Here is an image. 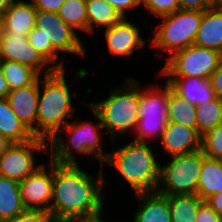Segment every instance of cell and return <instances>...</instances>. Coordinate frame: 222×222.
Wrapping results in <instances>:
<instances>
[{
    "label": "cell",
    "instance_id": "6da1fadb",
    "mask_svg": "<svg viewBox=\"0 0 222 222\" xmlns=\"http://www.w3.org/2000/svg\"><path fill=\"white\" fill-rule=\"evenodd\" d=\"M92 178L78 164L53 162L51 218L53 222H75L103 217L104 174Z\"/></svg>",
    "mask_w": 222,
    "mask_h": 222
},
{
    "label": "cell",
    "instance_id": "7a4b0ae2",
    "mask_svg": "<svg viewBox=\"0 0 222 222\" xmlns=\"http://www.w3.org/2000/svg\"><path fill=\"white\" fill-rule=\"evenodd\" d=\"M42 79L44 82L40 81L38 98L37 137L49 141L74 115L72 100L77 98V94L72 95L69 91L65 69L44 75Z\"/></svg>",
    "mask_w": 222,
    "mask_h": 222
},
{
    "label": "cell",
    "instance_id": "3957f363",
    "mask_svg": "<svg viewBox=\"0 0 222 222\" xmlns=\"http://www.w3.org/2000/svg\"><path fill=\"white\" fill-rule=\"evenodd\" d=\"M148 142L132 140L108 153L106 164L116 169L134 193L155 192L159 182L160 164Z\"/></svg>",
    "mask_w": 222,
    "mask_h": 222
},
{
    "label": "cell",
    "instance_id": "277c9868",
    "mask_svg": "<svg viewBox=\"0 0 222 222\" xmlns=\"http://www.w3.org/2000/svg\"><path fill=\"white\" fill-rule=\"evenodd\" d=\"M93 111V116L98 119L97 124L85 120L80 122L79 119L68 122L61 130H59L50 140L48 152H50V160L57 164H78L74 152L87 156L95 157L104 166L107 160L108 152L103 151L102 136L99 133L103 129L99 114L89 105ZM66 131L69 138V144L64 141L63 133ZM74 150V151H73Z\"/></svg>",
    "mask_w": 222,
    "mask_h": 222
},
{
    "label": "cell",
    "instance_id": "5b68a950",
    "mask_svg": "<svg viewBox=\"0 0 222 222\" xmlns=\"http://www.w3.org/2000/svg\"><path fill=\"white\" fill-rule=\"evenodd\" d=\"M120 88L110 89L103 101L89 105L99 114L102 127L111 139L134 131L139 113V81L129 77Z\"/></svg>",
    "mask_w": 222,
    "mask_h": 222
},
{
    "label": "cell",
    "instance_id": "8992f818",
    "mask_svg": "<svg viewBox=\"0 0 222 222\" xmlns=\"http://www.w3.org/2000/svg\"><path fill=\"white\" fill-rule=\"evenodd\" d=\"M151 46L166 51L170 56L194 44L202 20V11L183 10L159 17Z\"/></svg>",
    "mask_w": 222,
    "mask_h": 222
},
{
    "label": "cell",
    "instance_id": "52a82bcc",
    "mask_svg": "<svg viewBox=\"0 0 222 222\" xmlns=\"http://www.w3.org/2000/svg\"><path fill=\"white\" fill-rule=\"evenodd\" d=\"M163 89L160 85L141 89L139 82V113L135 127L134 141L145 142L149 139H161L168 123L169 84Z\"/></svg>",
    "mask_w": 222,
    "mask_h": 222
},
{
    "label": "cell",
    "instance_id": "ba28073f",
    "mask_svg": "<svg viewBox=\"0 0 222 222\" xmlns=\"http://www.w3.org/2000/svg\"><path fill=\"white\" fill-rule=\"evenodd\" d=\"M205 158L201 150L171 157L167 165L160 166L156 192L164 196L197 194L198 178Z\"/></svg>",
    "mask_w": 222,
    "mask_h": 222
},
{
    "label": "cell",
    "instance_id": "9c48e42d",
    "mask_svg": "<svg viewBox=\"0 0 222 222\" xmlns=\"http://www.w3.org/2000/svg\"><path fill=\"white\" fill-rule=\"evenodd\" d=\"M158 75L164 77H198L209 79L222 59L218 51L192 44L166 58Z\"/></svg>",
    "mask_w": 222,
    "mask_h": 222
},
{
    "label": "cell",
    "instance_id": "30bf717a",
    "mask_svg": "<svg viewBox=\"0 0 222 222\" xmlns=\"http://www.w3.org/2000/svg\"><path fill=\"white\" fill-rule=\"evenodd\" d=\"M47 140L34 137L23 143H12L0 158V176L21 182L39 166L34 152L48 153Z\"/></svg>",
    "mask_w": 222,
    "mask_h": 222
},
{
    "label": "cell",
    "instance_id": "8fae6325",
    "mask_svg": "<svg viewBox=\"0 0 222 222\" xmlns=\"http://www.w3.org/2000/svg\"><path fill=\"white\" fill-rule=\"evenodd\" d=\"M35 27L40 29L59 55L62 52L80 57L86 54V48L76 34L77 31L68 26L58 13L37 10Z\"/></svg>",
    "mask_w": 222,
    "mask_h": 222
},
{
    "label": "cell",
    "instance_id": "7c38bea8",
    "mask_svg": "<svg viewBox=\"0 0 222 222\" xmlns=\"http://www.w3.org/2000/svg\"><path fill=\"white\" fill-rule=\"evenodd\" d=\"M49 161L20 182V191L26 209H41L51 215L53 161Z\"/></svg>",
    "mask_w": 222,
    "mask_h": 222
},
{
    "label": "cell",
    "instance_id": "4fadbf2b",
    "mask_svg": "<svg viewBox=\"0 0 222 222\" xmlns=\"http://www.w3.org/2000/svg\"><path fill=\"white\" fill-rule=\"evenodd\" d=\"M0 60H11L25 64L36 70L40 75H49L56 71L35 49L28 39H16L3 32L0 40ZM45 67H47L45 69Z\"/></svg>",
    "mask_w": 222,
    "mask_h": 222
},
{
    "label": "cell",
    "instance_id": "5bb4252c",
    "mask_svg": "<svg viewBox=\"0 0 222 222\" xmlns=\"http://www.w3.org/2000/svg\"><path fill=\"white\" fill-rule=\"evenodd\" d=\"M104 37L107 50L112 56H130L143 49L145 40L140 35V27L123 17L119 22L105 28Z\"/></svg>",
    "mask_w": 222,
    "mask_h": 222
},
{
    "label": "cell",
    "instance_id": "9a60e30c",
    "mask_svg": "<svg viewBox=\"0 0 222 222\" xmlns=\"http://www.w3.org/2000/svg\"><path fill=\"white\" fill-rule=\"evenodd\" d=\"M41 77L29 86L10 90L6 97L13 113L35 137H37V110Z\"/></svg>",
    "mask_w": 222,
    "mask_h": 222
},
{
    "label": "cell",
    "instance_id": "2e32d148",
    "mask_svg": "<svg viewBox=\"0 0 222 222\" xmlns=\"http://www.w3.org/2000/svg\"><path fill=\"white\" fill-rule=\"evenodd\" d=\"M201 138L197 128L168 122L160 141L163 151L173 157L201 150Z\"/></svg>",
    "mask_w": 222,
    "mask_h": 222
},
{
    "label": "cell",
    "instance_id": "e0dca14e",
    "mask_svg": "<svg viewBox=\"0 0 222 222\" xmlns=\"http://www.w3.org/2000/svg\"><path fill=\"white\" fill-rule=\"evenodd\" d=\"M37 10L33 2L14 0L3 14L4 33L16 39H26L35 27Z\"/></svg>",
    "mask_w": 222,
    "mask_h": 222
},
{
    "label": "cell",
    "instance_id": "ac0fdd59",
    "mask_svg": "<svg viewBox=\"0 0 222 222\" xmlns=\"http://www.w3.org/2000/svg\"><path fill=\"white\" fill-rule=\"evenodd\" d=\"M166 82L172 90L194 106L216 98L210 79L198 77H167Z\"/></svg>",
    "mask_w": 222,
    "mask_h": 222
},
{
    "label": "cell",
    "instance_id": "d6986e66",
    "mask_svg": "<svg viewBox=\"0 0 222 222\" xmlns=\"http://www.w3.org/2000/svg\"><path fill=\"white\" fill-rule=\"evenodd\" d=\"M194 44L222 54V2L202 11V20Z\"/></svg>",
    "mask_w": 222,
    "mask_h": 222
},
{
    "label": "cell",
    "instance_id": "ffe728a7",
    "mask_svg": "<svg viewBox=\"0 0 222 222\" xmlns=\"http://www.w3.org/2000/svg\"><path fill=\"white\" fill-rule=\"evenodd\" d=\"M139 209L133 222H171L168 198L158 192L135 193Z\"/></svg>",
    "mask_w": 222,
    "mask_h": 222
},
{
    "label": "cell",
    "instance_id": "44dd1931",
    "mask_svg": "<svg viewBox=\"0 0 222 222\" xmlns=\"http://www.w3.org/2000/svg\"><path fill=\"white\" fill-rule=\"evenodd\" d=\"M25 209L20 182L0 176V222L12 220Z\"/></svg>",
    "mask_w": 222,
    "mask_h": 222
},
{
    "label": "cell",
    "instance_id": "7402d4cb",
    "mask_svg": "<svg viewBox=\"0 0 222 222\" xmlns=\"http://www.w3.org/2000/svg\"><path fill=\"white\" fill-rule=\"evenodd\" d=\"M0 132L11 143H23L35 137L13 113L7 98H0Z\"/></svg>",
    "mask_w": 222,
    "mask_h": 222
},
{
    "label": "cell",
    "instance_id": "603a6c76",
    "mask_svg": "<svg viewBox=\"0 0 222 222\" xmlns=\"http://www.w3.org/2000/svg\"><path fill=\"white\" fill-rule=\"evenodd\" d=\"M222 192V159L206 157L200 171L197 195L204 201L211 195Z\"/></svg>",
    "mask_w": 222,
    "mask_h": 222
},
{
    "label": "cell",
    "instance_id": "cb8c5ba5",
    "mask_svg": "<svg viewBox=\"0 0 222 222\" xmlns=\"http://www.w3.org/2000/svg\"><path fill=\"white\" fill-rule=\"evenodd\" d=\"M88 18V33H94V27L108 28L119 22L123 17L108 2L104 0H86Z\"/></svg>",
    "mask_w": 222,
    "mask_h": 222
},
{
    "label": "cell",
    "instance_id": "d4e9b609",
    "mask_svg": "<svg viewBox=\"0 0 222 222\" xmlns=\"http://www.w3.org/2000/svg\"><path fill=\"white\" fill-rule=\"evenodd\" d=\"M0 68L7 80L9 90L29 86L41 76L30 66L11 60H0Z\"/></svg>",
    "mask_w": 222,
    "mask_h": 222
},
{
    "label": "cell",
    "instance_id": "484cf974",
    "mask_svg": "<svg viewBox=\"0 0 222 222\" xmlns=\"http://www.w3.org/2000/svg\"><path fill=\"white\" fill-rule=\"evenodd\" d=\"M166 197L169 201L171 222H196L195 218L203 199L197 194Z\"/></svg>",
    "mask_w": 222,
    "mask_h": 222
},
{
    "label": "cell",
    "instance_id": "4316f807",
    "mask_svg": "<svg viewBox=\"0 0 222 222\" xmlns=\"http://www.w3.org/2000/svg\"><path fill=\"white\" fill-rule=\"evenodd\" d=\"M168 122L197 128L196 106L176 94L169 86Z\"/></svg>",
    "mask_w": 222,
    "mask_h": 222
},
{
    "label": "cell",
    "instance_id": "83f0119b",
    "mask_svg": "<svg viewBox=\"0 0 222 222\" xmlns=\"http://www.w3.org/2000/svg\"><path fill=\"white\" fill-rule=\"evenodd\" d=\"M197 132L202 137L207 132L222 124V99L214 100L196 106Z\"/></svg>",
    "mask_w": 222,
    "mask_h": 222
},
{
    "label": "cell",
    "instance_id": "f1b7e54d",
    "mask_svg": "<svg viewBox=\"0 0 222 222\" xmlns=\"http://www.w3.org/2000/svg\"><path fill=\"white\" fill-rule=\"evenodd\" d=\"M58 16L73 30L88 33L86 0H64Z\"/></svg>",
    "mask_w": 222,
    "mask_h": 222
},
{
    "label": "cell",
    "instance_id": "f546056e",
    "mask_svg": "<svg viewBox=\"0 0 222 222\" xmlns=\"http://www.w3.org/2000/svg\"><path fill=\"white\" fill-rule=\"evenodd\" d=\"M27 39L56 70L65 69V61L62 59L58 62L59 54L52 48L50 41H47L39 28L34 27L28 33Z\"/></svg>",
    "mask_w": 222,
    "mask_h": 222
},
{
    "label": "cell",
    "instance_id": "4dcf8cb0",
    "mask_svg": "<svg viewBox=\"0 0 222 222\" xmlns=\"http://www.w3.org/2000/svg\"><path fill=\"white\" fill-rule=\"evenodd\" d=\"M201 151L206 157L222 159V124L202 136Z\"/></svg>",
    "mask_w": 222,
    "mask_h": 222
},
{
    "label": "cell",
    "instance_id": "1f68e13d",
    "mask_svg": "<svg viewBox=\"0 0 222 222\" xmlns=\"http://www.w3.org/2000/svg\"><path fill=\"white\" fill-rule=\"evenodd\" d=\"M141 5L158 18L180 9L178 0H141Z\"/></svg>",
    "mask_w": 222,
    "mask_h": 222
},
{
    "label": "cell",
    "instance_id": "d6a6232c",
    "mask_svg": "<svg viewBox=\"0 0 222 222\" xmlns=\"http://www.w3.org/2000/svg\"><path fill=\"white\" fill-rule=\"evenodd\" d=\"M6 222H53L49 212L41 209H25L18 216Z\"/></svg>",
    "mask_w": 222,
    "mask_h": 222
},
{
    "label": "cell",
    "instance_id": "836d02e7",
    "mask_svg": "<svg viewBox=\"0 0 222 222\" xmlns=\"http://www.w3.org/2000/svg\"><path fill=\"white\" fill-rule=\"evenodd\" d=\"M179 8L183 10H208L221 3L219 0H178Z\"/></svg>",
    "mask_w": 222,
    "mask_h": 222
},
{
    "label": "cell",
    "instance_id": "e575fe53",
    "mask_svg": "<svg viewBox=\"0 0 222 222\" xmlns=\"http://www.w3.org/2000/svg\"><path fill=\"white\" fill-rule=\"evenodd\" d=\"M196 222H222V217L203 201L198 209Z\"/></svg>",
    "mask_w": 222,
    "mask_h": 222
},
{
    "label": "cell",
    "instance_id": "d590c367",
    "mask_svg": "<svg viewBox=\"0 0 222 222\" xmlns=\"http://www.w3.org/2000/svg\"><path fill=\"white\" fill-rule=\"evenodd\" d=\"M110 3L122 17H127V13L133 9L139 7L141 0H104Z\"/></svg>",
    "mask_w": 222,
    "mask_h": 222
},
{
    "label": "cell",
    "instance_id": "8d00e7d4",
    "mask_svg": "<svg viewBox=\"0 0 222 222\" xmlns=\"http://www.w3.org/2000/svg\"><path fill=\"white\" fill-rule=\"evenodd\" d=\"M36 10L58 13L64 0H31Z\"/></svg>",
    "mask_w": 222,
    "mask_h": 222
},
{
    "label": "cell",
    "instance_id": "74e56055",
    "mask_svg": "<svg viewBox=\"0 0 222 222\" xmlns=\"http://www.w3.org/2000/svg\"><path fill=\"white\" fill-rule=\"evenodd\" d=\"M209 79L216 97L222 99V59L219 62L217 69L211 74Z\"/></svg>",
    "mask_w": 222,
    "mask_h": 222
},
{
    "label": "cell",
    "instance_id": "f35d334b",
    "mask_svg": "<svg viewBox=\"0 0 222 222\" xmlns=\"http://www.w3.org/2000/svg\"><path fill=\"white\" fill-rule=\"evenodd\" d=\"M205 201L222 217V192L209 196Z\"/></svg>",
    "mask_w": 222,
    "mask_h": 222
},
{
    "label": "cell",
    "instance_id": "ab89813d",
    "mask_svg": "<svg viewBox=\"0 0 222 222\" xmlns=\"http://www.w3.org/2000/svg\"><path fill=\"white\" fill-rule=\"evenodd\" d=\"M9 92L10 90L8 88L7 80L0 68V98H6Z\"/></svg>",
    "mask_w": 222,
    "mask_h": 222
},
{
    "label": "cell",
    "instance_id": "60d3db41",
    "mask_svg": "<svg viewBox=\"0 0 222 222\" xmlns=\"http://www.w3.org/2000/svg\"><path fill=\"white\" fill-rule=\"evenodd\" d=\"M12 143L0 132V158Z\"/></svg>",
    "mask_w": 222,
    "mask_h": 222
},
{
    "label": "cell",
    "instance_id": "b9f144b4",
    "mask_svg": "<svg viewBox=\"0 0 222 222\" xmlns=\"http://www.w3.org/2000/svg\"><path fill=\"white\" fill-rule=\"evenodd\" d=\"M14 0H0V15L3 16L4 12L9 8Z\"/></svg>",
    "mask_w": 222,
    "mask_h": 222
},
{
    "label": "cell",
    "instance_id": "7bdbcfd3",
    "mask_svg": "<svg viewBox=\"0 0 222 222\" xmlns=\"http://www.w3.org/2000/svg\"><path fill=\"white\" fill-rule=\"evenodd\" d=\"M3 32H4V28H3V16L0 15V40H1V37L3 35Z\"/></svg>",
    "mask_w": 222,
    "mask_h": 222
},
{
    "label": "cell",
    "instance_id": "ee69618b",
    "mask_svg": "<svg viewBox=\"0 0 222 222\" xmlns=\"http://www.w3.org/2000/svg\"><path fill=\"white\" fill-rule=\"evenodd\" d=\"M75 222H108L107 220H104L102 217L94 220H87V221H75Z\"/></svg>",
    "mask_w": 222,
    "mask_h": 222
}]
</instances>
